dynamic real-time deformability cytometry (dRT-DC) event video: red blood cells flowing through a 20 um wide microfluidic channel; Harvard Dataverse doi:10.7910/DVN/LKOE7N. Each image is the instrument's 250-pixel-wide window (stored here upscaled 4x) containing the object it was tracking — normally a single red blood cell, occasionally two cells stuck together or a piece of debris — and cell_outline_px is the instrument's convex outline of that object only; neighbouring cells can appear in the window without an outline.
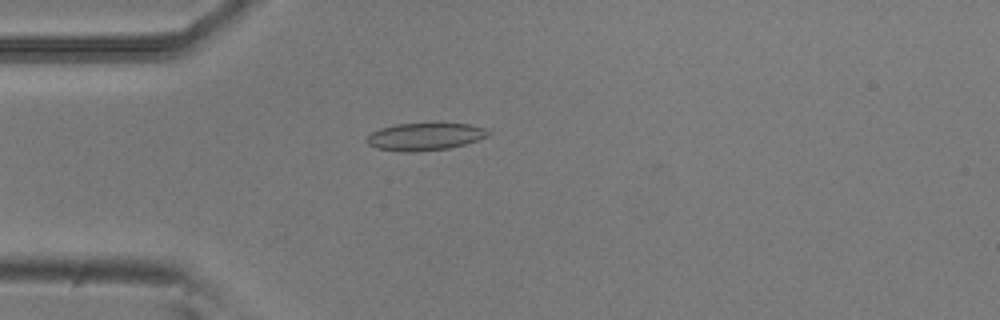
{"species": "common noctule bat (a hibernating species)", "species_latin": "Nyctalus noctula", "temperature_condition": "room temperature", "stored_images_in_passage": 26, "camera_frame_rate_fps": 3000, "um_per_image_px": 0.085, "animal": {"sex": "male", "body_mass_g": 20.5, "forearm_length_mm": 52.5}, "frame": {"image": 1, "passage_image": 14, "time_ms": 4.333, "image_size_px": [1000, 320], "cell_outline_px": [[492, 132], [488, 136], [464, 144], [448, 148], [412, 152], [400, 152], [376, 148], [368, 144], [364, 140], [372, 132], [380, 128], [396, 124], [432, 120], [440, 120], [468, 124], [488, 128]], "centroid_in_image_um": [36.15, 11.55], "position_along_channel_um": 48.9, "area_um2": 20.52}}
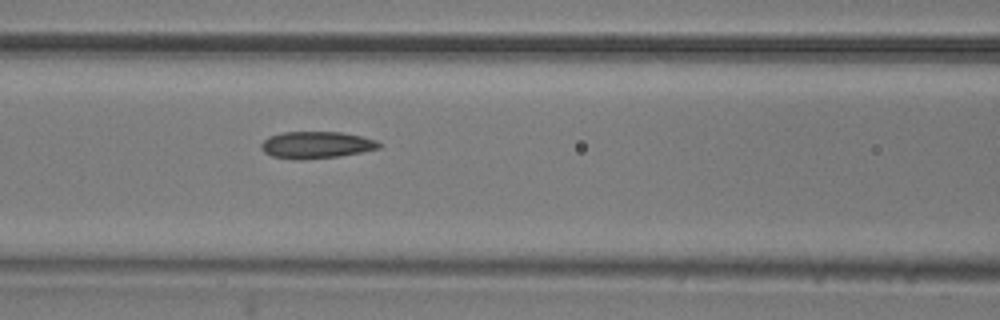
{"frame": {"image": 2, "passage_image": 22, "time_ms": 7.0, "image_size_px": [1000, 320], "cell_outline_px": [[380, 148], [340, 156], [300, 160], [296, 160], [272, 156], [264, 152], [260, 148], [260, 144], [268, 136], [284, 132], [340, 132], [360, 136], [376, 140], [380, 144]], "centroid_in_image_um": [26.84, 12.32], "position_along_channel_um": 139.8, "area_um2": 18.44}}
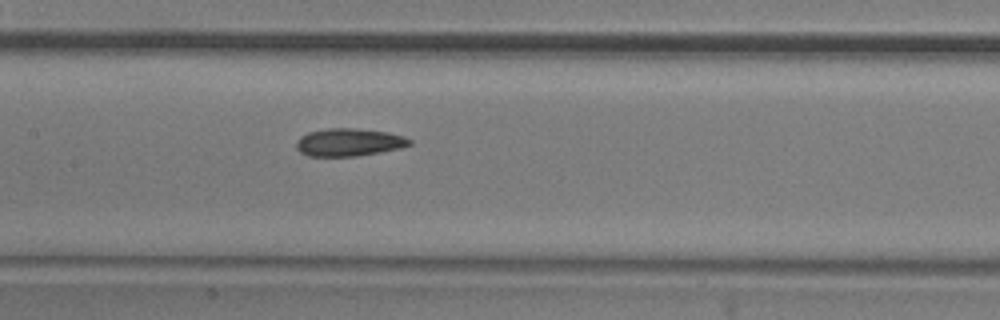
{"frame": {"image": 3, "passage_image": 25, "time_ms": 8.0, "image_size_px": [1000, 320], "cell_outline_px": [[412, 144], [400, 148], [356, 156], [308, 156], [300, 152], [296, 148], [296, 140], [300, 136], [308, 132], [328, 128], [356, 128], [388, 132], [404, 136], [412, 140]], "centroid_in_image_um": [29.64, 12.08], "position_along_channel_um": 177.8, "area_um2": 18.38}}